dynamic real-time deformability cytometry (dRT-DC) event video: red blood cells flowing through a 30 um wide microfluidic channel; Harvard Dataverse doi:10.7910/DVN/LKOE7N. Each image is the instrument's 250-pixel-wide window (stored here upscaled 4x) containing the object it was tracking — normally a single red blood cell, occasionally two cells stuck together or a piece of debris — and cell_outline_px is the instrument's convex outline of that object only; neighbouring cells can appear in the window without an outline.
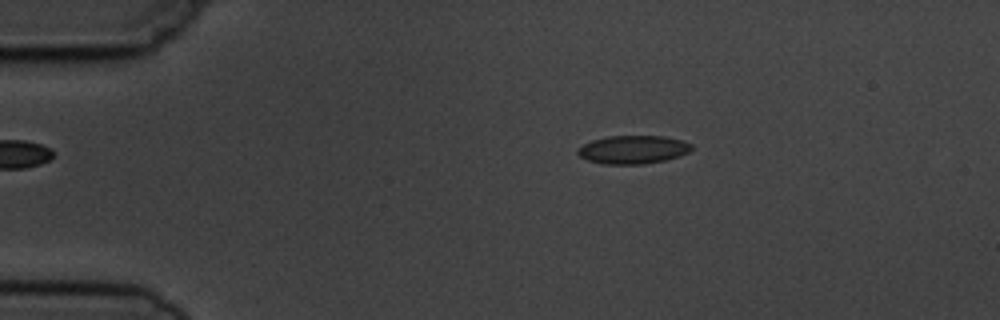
{"species": "common noctule bat (a hibernating species)", "species_latin": "Nyctalus noctula", "temperature_condition": "cold", "stored_images_in_passage": 5, "camera_frame_rate_fps": 3000, "um_per_image_px": 0.085, "animal": {"sex": "male", "body_mass_g": 19.5, "forearm_length_mm": 54.6}, "frame": {"image": 1, "passage_image": 3, "time_ms": 2.333, "image_size_px": [1000, 320], "cell_outline_px": [[692, 148], [688, 152], [680, 156], [664, 160], [644, 164], [604, 164], [588, 160], [580, 156], [576, 152], [576, 148], [592, 140], [608, 136], [664, 136], [680, 140], [692, 144]], "centroid_in_image_um": [53.78, 12.71], "position_along_channel_um": 31.2, "area_um2": 18.73}}
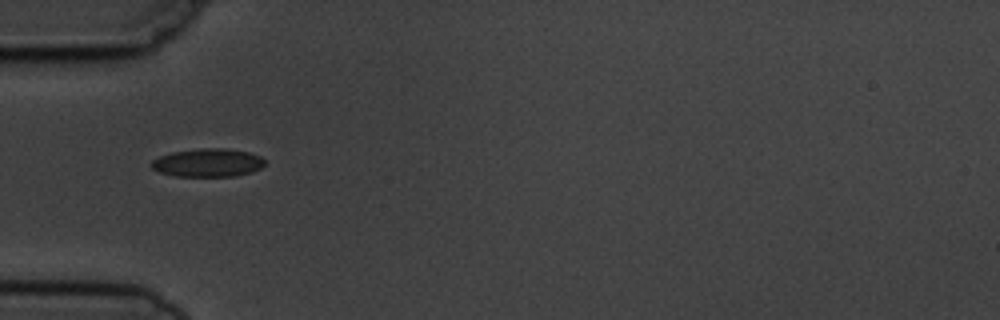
{"frame": {"image": 2, "passage_image": 5, "time_ms": 4.667, "image_size_px": [1000, 320], "cell_outline_px": [[264, 164], [260, 168], [252, 172], [236, 176], [176, 176], [160, 172], [152, 168], [148, 164], [152, 160], [160, 156], [172, 152], [200, 148], [224, 148], [248, 152], [260, 156], [264, 160]], "centroid_in_image_um": [17.64, 13.83], "position_along_channel_um": 67.4, "area_um2": 18.67}}